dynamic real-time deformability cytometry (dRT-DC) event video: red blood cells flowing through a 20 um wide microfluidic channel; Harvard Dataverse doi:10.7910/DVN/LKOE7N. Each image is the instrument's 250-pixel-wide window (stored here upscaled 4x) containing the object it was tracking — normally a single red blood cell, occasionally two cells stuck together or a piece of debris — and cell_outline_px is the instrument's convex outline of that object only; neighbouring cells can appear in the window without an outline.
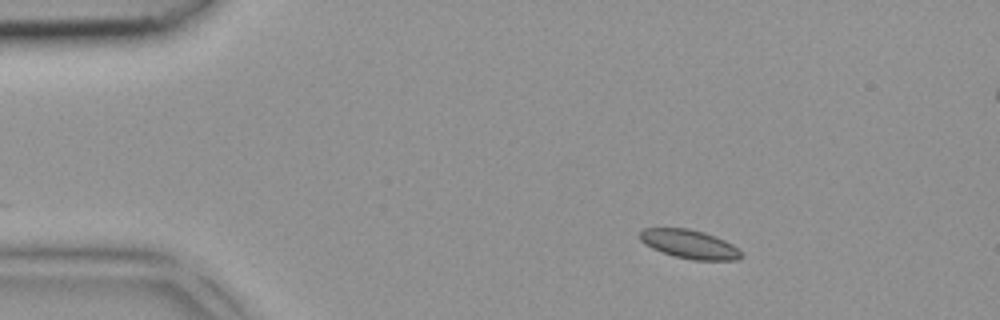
{"species": "common noctule bat (a hibernating species)", "species_latin": "Nyctalus noctula", "temperature_condition": "room temperature", "stored_images_in_passage": 3, "camera_frame_rate_fps": 3000, "um_per_image_px": 0.085, "animal": {"sex": "female", "body_mass_g": 18.4}, "frame": {"image": 1, "passage_image": 1, "time_ms": 0.0, "image_size_px": [1000, 320], "cell_outline_px": [[744, 256], [736, 260], [692, 260], [676, 256], [652, 248], [644, 244], [640, 240], [640, 232], [644, 228], [688, 228], [704, 232], [724, 240], [732, 244], [744, 252]], "centroid_in_image_um": [58.64, 20.76], "position_along_channel_um": 26.4, "area_um2": 16.99}}